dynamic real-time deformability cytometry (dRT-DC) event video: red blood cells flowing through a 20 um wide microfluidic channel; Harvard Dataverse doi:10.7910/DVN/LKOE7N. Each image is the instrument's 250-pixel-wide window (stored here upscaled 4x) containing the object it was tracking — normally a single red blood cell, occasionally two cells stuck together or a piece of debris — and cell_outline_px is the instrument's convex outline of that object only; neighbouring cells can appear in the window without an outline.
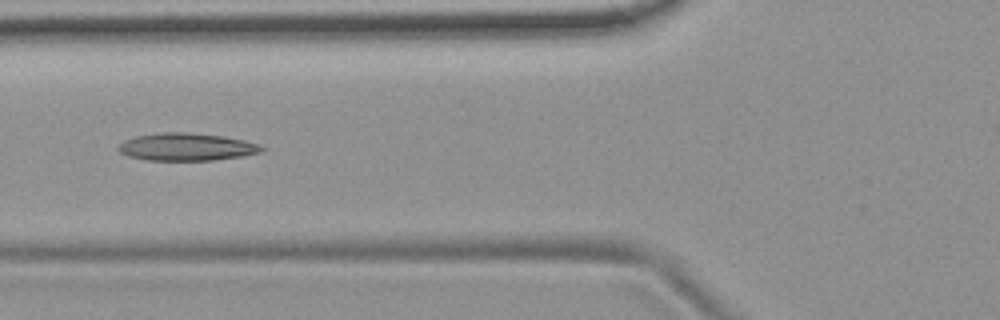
{"species": "common noctule bat (a hibernating species)", "species_latin": "Nyctalus noctula", "temperature_condition": "room temperature", "stored_images_in_passage": 5, "camera_frame_rate_fps": 3000, "um_per_image_px": 0.085, "animal": {"sex": "female", "body_mass_g": 19.9}, "frame": {"image": 1, "passage_image": 5, "time_ms": 5.333, "image_size_px": [1000, 320], "cell_outline_px": [[268, 148], [260, 152], [244, 156], [212, 160], [144, 160], [128, 156], [120, 152], [116, 148], [124, 140], [136, 136], [164, 132], [188, 132], [220, 136], [244, 140], [260, 144]], "centroid_in_image_um": [15.87, 12.49], "position_along_channel_um": 109.9, "area_um2": 23.06}}